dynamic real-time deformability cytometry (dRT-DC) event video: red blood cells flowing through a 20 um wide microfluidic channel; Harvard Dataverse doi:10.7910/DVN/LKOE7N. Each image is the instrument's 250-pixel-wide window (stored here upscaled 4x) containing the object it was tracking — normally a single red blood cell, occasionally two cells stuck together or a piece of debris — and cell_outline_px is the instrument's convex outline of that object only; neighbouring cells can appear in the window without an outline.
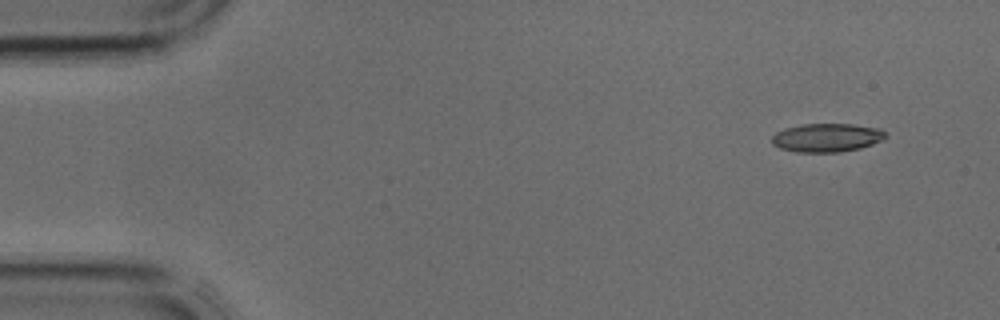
{"species": "common noctule bat (a hibernating species)", "species_latin": "Nyctalus noctula", "temperature_condition": "cold", "stored_images_in_passage": 4, "segment_of_instrument_passage": [1, 2], "camera_frame_rate_fps": 3000, "um_per_image_px": 0.085, "animal": {"sex": "male", "body_mass_g": 17.9, "forearm_length_mm": 54.2}, "frame": {"image": 1, "passage_image": 1, "time_ms": 0.0, "image_size_px": [1000, 320], "cell_outline_px": [[888, 136], [884, 140], [860, 148], [840, 152], [796, 152], [780, 148], [772, 144], [772, 136], [776, 132], [784, 128], [800, 124], [852, 124], [880, 128]], "centroid_in_image_um": [70.28, 11.7], "position_along_channel_um": 14.7, "area_um2": 19.07}}
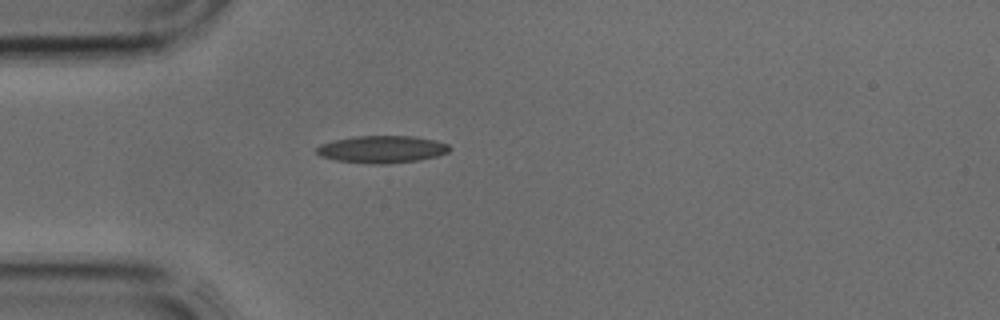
{"frame": {"image": 2, "passage_image": 3, "time_ms": 0.667, "image_size_px": [1000, 320], "cell_outline_px": [[452, 148], [448, 152], [436, 156], [416, 160], [388, 164], [372, 164], [336, 160], [320, 156], [316, 152], [316, 148], [320, 144], [332, 140], [352, 136], [416, 136], [436, 140], [448, 144]], "centroid_in_image_um": [32.45, 12.68], "position_along_channel_um": 52.5, "area_um2": 21.27}}